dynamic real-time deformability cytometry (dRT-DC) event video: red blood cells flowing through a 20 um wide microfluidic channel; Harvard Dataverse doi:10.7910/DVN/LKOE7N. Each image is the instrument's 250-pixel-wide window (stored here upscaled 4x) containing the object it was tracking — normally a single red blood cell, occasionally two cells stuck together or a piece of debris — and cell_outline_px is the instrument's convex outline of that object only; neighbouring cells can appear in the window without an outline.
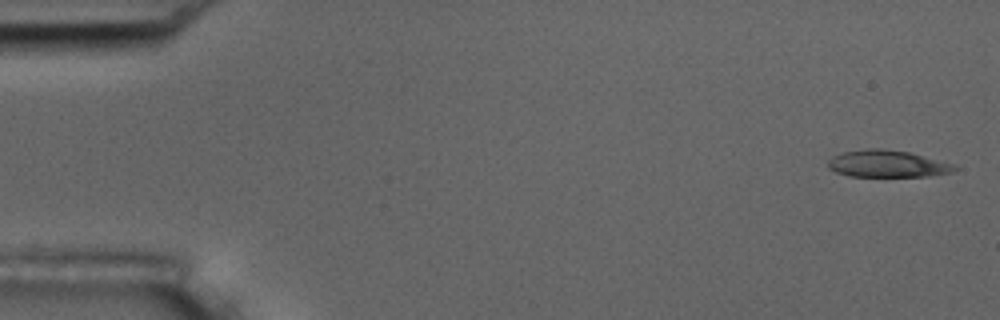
{"species": "common noctule bat (a hibernating species)", "species_latin": "Nyctalus noctula", "temperature_condition": "room temperature", "stored_images_in_passage": 4, "camera_frame_rate_fps": 3000, "um_per_image_px": 0.085, "animal": {"sex": "male", "body_mass_g": 17.5, "forearm_length_mm": 52.3}, "frame": {"image": 1, "passage_image": 1, "time_ms": 0.0, "image_size_px": [1000, 320], "cell_outline_px": [[956, 168], [952, 172], [928, 176], [848, 176], [836, 172], [828, 168], [828, 160], [832, 156], [844, 152], [864, 148], [880, 148], [908, 152], [952, 164]], "centroid_in_image_um": [75.34, 13.92], "position_along_channel_um": 9.7, "area_um2": 19.65}}
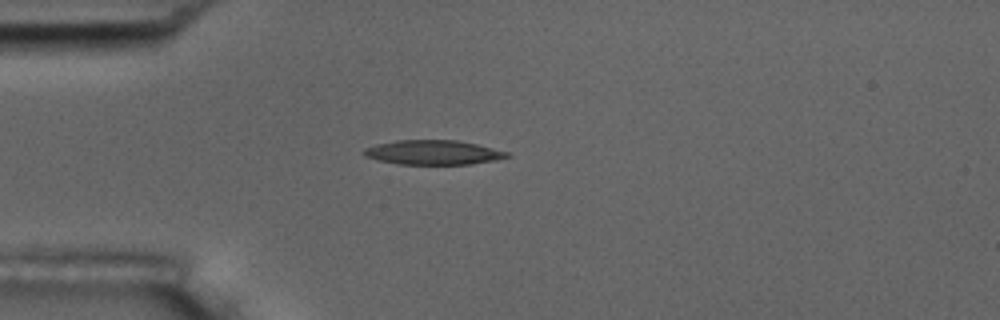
{"frame": {"image": 2, "passage_image": 4, "time_ms": 4.333, "image_size_px": [1000, 320], "cell_outline_px": [[512, 156], [472, 164], [396, 164], [376, 160], [364, 156], [360, 152], [364, 148], [376, 144], [396, 140], [456, 140], [476, 144], [508, 152]], "centroid_in_image_um": [36.74, 12.96], "position_along_channel_um": 48.3, "area_um2": 20.46}}